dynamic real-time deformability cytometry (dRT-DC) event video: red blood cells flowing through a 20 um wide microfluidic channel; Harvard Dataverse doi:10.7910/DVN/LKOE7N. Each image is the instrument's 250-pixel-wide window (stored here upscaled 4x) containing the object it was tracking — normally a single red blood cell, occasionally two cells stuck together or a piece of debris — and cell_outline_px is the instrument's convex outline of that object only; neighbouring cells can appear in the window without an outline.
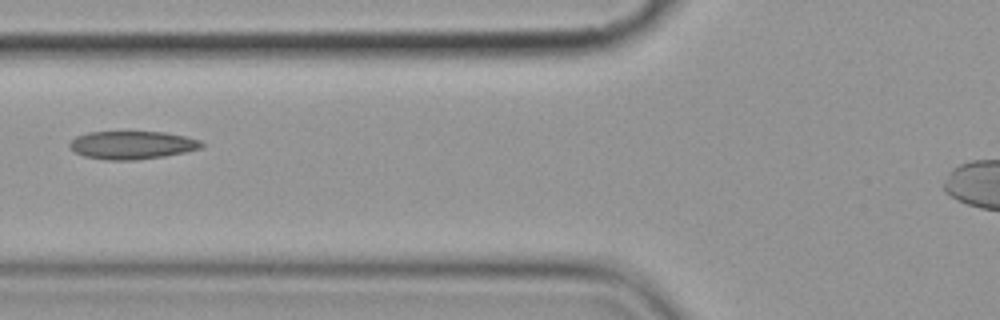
{"species": "common noctule bat (a hibernating species)", "species_latin": "Nyctalus noctula", "temperature_condition": "cold", "stored_images_in_passage": 7, "camera_frame_rate_fps": 3000, "um_per_image_px": 0.085, "animal": {"sex": "female", "body_mass_g": 19.9}, "frame": {"image": 1, "passage_image": 7, "time_ms": 7.0, "image_size_px": [1000, 320], "cell_outline_px": [[204, 144], [200, 148], [184, 152], [164, 156], [136, 160], [108, 160], [84, 156], [76, 152], [68, 144], [76, 136], [88, 132], [164, 132], [184, 136], [200, 140]], "centroid_in_image_um": [11.22, 12.33], "position_along_channel_um": 114.6, "area_um2": 21.39}}